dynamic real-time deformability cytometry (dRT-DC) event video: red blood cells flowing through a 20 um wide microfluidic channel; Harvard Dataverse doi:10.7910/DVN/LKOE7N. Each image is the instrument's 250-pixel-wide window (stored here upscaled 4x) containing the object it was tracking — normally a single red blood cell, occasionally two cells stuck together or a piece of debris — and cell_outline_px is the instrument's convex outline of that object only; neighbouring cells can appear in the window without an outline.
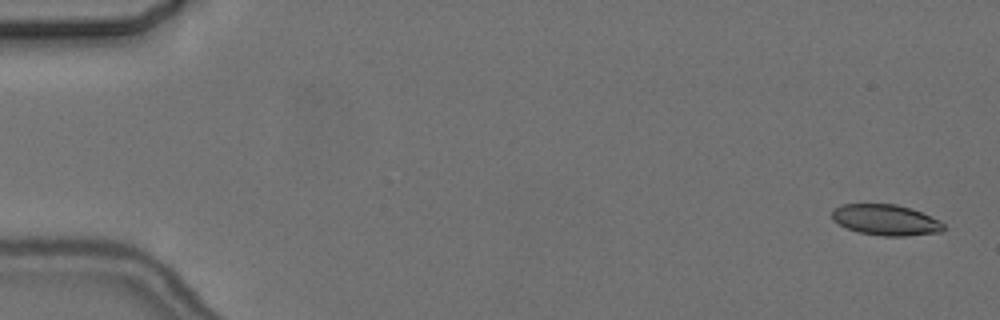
{"species": "common noctule bat (a hibernating species)", "species_latin": "Nyctalus noctula", "temperature_condition": "cold", "stored_images_in_passage": 6, "camera_frame_rate_fps": 3000, "um_per_image_px": 0.085, "animal": {"sex": "female", "body_mass_g": 24.6, "forearm_length_mm": 56.2}, "frame": {"image": 1, "passage_image": 1, "time_ms": 0.0, "image_size_px": [1000, 320], "cell_outline_px": [[944, 228], [940, 232], [904, 236], [884, 236], [856, 232], [832, 220], [832, 208], [840, 204], [896, 204], [912, 208], [940, 220], [944, 224]], "centroid_in_image_um": [75.27, 18.68], "position_along_channel_um": 9.7, "area_um2": 20.17}}
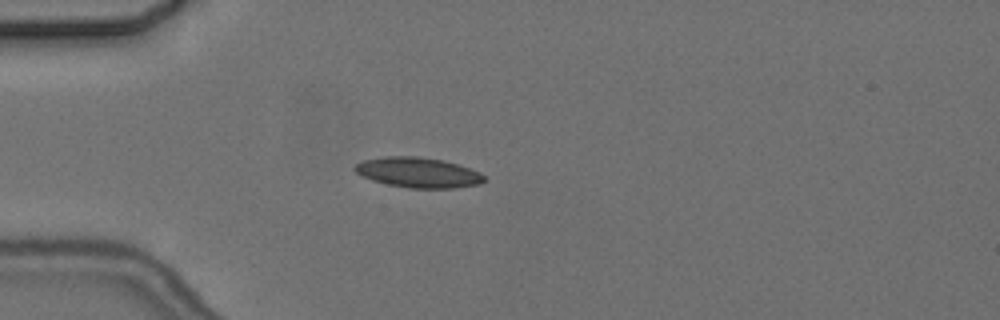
{"frame": {"image": 2, "passage_image": 4, "time_ms": 4.667, "image_size_px": [1000, 320], "cell_outline_px": [[488, 180], [480, 184], [456, 188], [408, 188], [388, 184], [372, 180], [356, 172], [352, 168], [356, 164], [364, 160], [384, 156], [416, 156], [444, 160], [480, 172]], "centroid_in_image_um": [35.57, 14.66], "position_along_channel_um": 49.4, "area_um2": 22.77}}
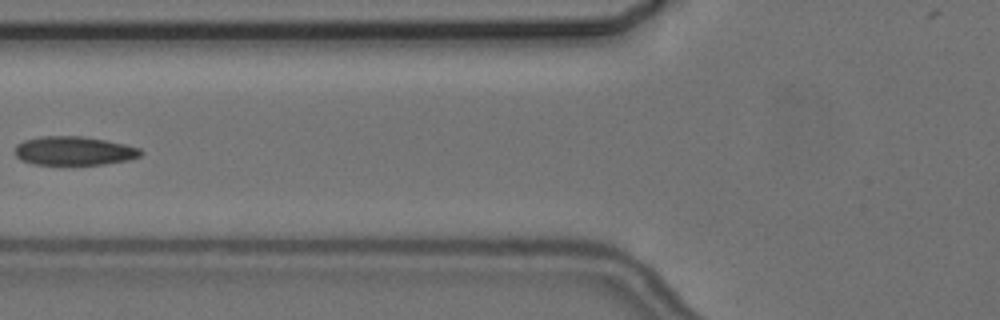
{"frame": {"image": 3, "passage_image": 6, "time_ms": 7.0, "image_size_px": [1000, 320], "cell_outline_px": [[144, 152], [140, 156], [128, 160], [104, 164], [32, 164], [20, 160], [16, 156], [16, 144], [24, 140], [40, 136], [80, 136], [104, 140], [124, 144], [140, 148]], "centroid_in_image_um": [6.28, 12.82], "position_along_channel_um": 119.5, "area_um2": 21.04}}